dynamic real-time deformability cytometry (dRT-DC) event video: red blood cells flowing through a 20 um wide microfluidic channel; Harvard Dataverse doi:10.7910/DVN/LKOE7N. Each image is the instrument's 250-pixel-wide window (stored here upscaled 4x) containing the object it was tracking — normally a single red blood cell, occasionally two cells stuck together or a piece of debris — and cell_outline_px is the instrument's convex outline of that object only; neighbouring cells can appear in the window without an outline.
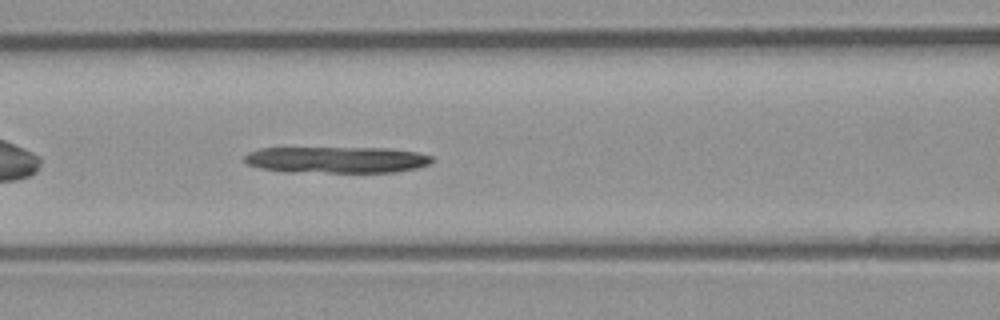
{"species": "common noctule bat (a hibernating species)", "species_latin": "Nyctalus noctula", "temperature_condition": "room temperature", "stored_images_in_passage": 34, "camera_frame_rate_fps": 3000, "um_per_image_px": 0.085, "animal": {"sex": "male", "body_mass_g": 23.1, "forearm_length_mm": 52.7}, "frame": {"image": 1, "passage_image": 8, "time_ms": 2.333, "image_size_px": [1000, 320], "cell_outline_px": [[432, 160], [428, 164], [416, 168], [396, 172], [284, 172], [260, 168], [244, 164], [244, 156], [248, 152], [260, 148], [388, 148], [416, 152], [432, 156]], "centroid_in_image_um": [28.54, 13.58], "position_along_channel_um": 138.1, "area_um2": 29.02}}
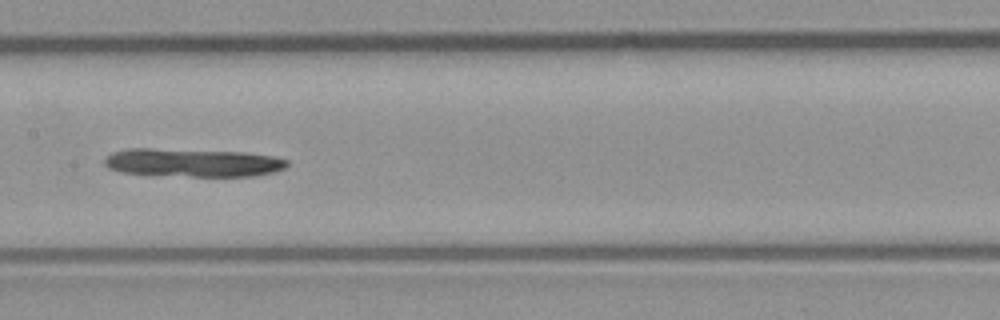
{"frame": {"image": 2, "passage_image": 12, "time_ms": 3.667, "image_size_px": [1000, 320], "cell_outline_px": [[288, 164], [284, 168], [272, 172], [256, 176], [192, 176], [120, 172], [108, 168], [104, 164], [104, 160], [112, 152], [128, 148], [152, 148], [244, 152], [276, 156], [288, 160]], "centroid_in_image_um": [16.4, 13.81], "position_along_channel_um": 191.0, "area_um2": 30.06}}
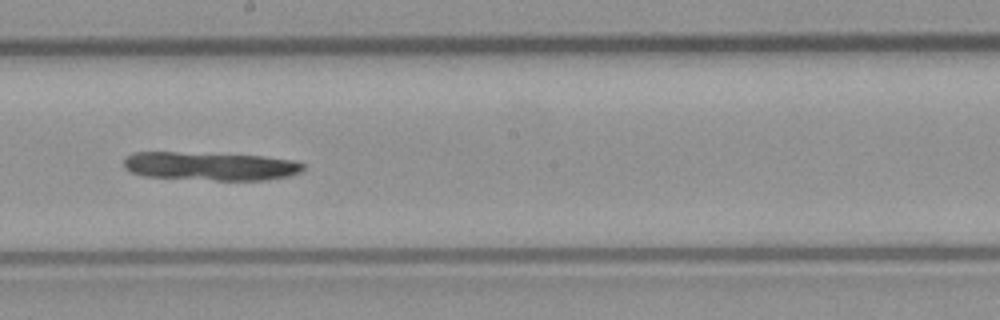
{"frame": {"image": 3, "passage_image": 15, "time_ms": 4.667, "image_size_px": [1000, 320], "cell_outline_px": [[304, 168], [300, 172], [288, 176], [268, 180], [216, 180], [144, 176], [132, 172], [124, 168], [124, 160], [132, 152], [176, 152], [260, 156], [296, 160], [304, 164]], "centroid_in_image_um": [17.89, 14.12], "position_along_channel_um": 230.3, "area_um2": 29.59}}